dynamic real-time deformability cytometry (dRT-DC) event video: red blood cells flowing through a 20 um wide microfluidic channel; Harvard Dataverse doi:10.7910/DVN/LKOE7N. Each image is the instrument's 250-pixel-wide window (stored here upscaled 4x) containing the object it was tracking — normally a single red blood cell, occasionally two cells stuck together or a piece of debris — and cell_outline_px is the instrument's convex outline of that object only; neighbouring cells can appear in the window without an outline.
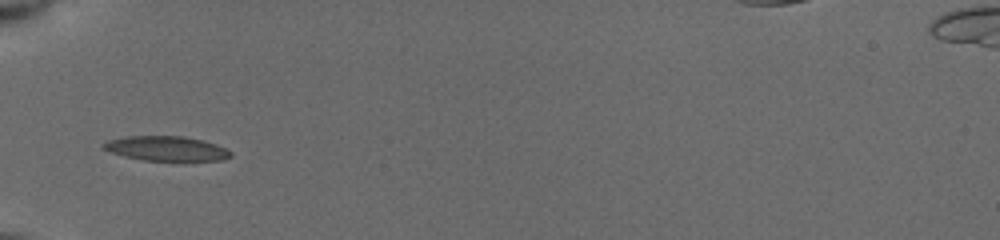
{"species": "common noctule bat (a hibernating species)", "species_latin": "Nyctalus noctula", "temperature_condition": "cold", "stored_images_in_passage": 34, "camera_frame_rate_fps": 3000, "um_per_image_px": 0.085, "animal": {"sex": "female", "body_mass_g": 19.5, "forearm_length_mm": 54.1}, "frame": {"image": 1, "passage_image": 1, "time_ms": 0.0, "image_size_px": [1000, 240], "cell_outline_px": [[232, 156], [224, 160], [144, 160], [124, 156], [100, 148], [100, 144], [108, 140], [124, 136], [184, 136], [204, 140], [216, 144], [232, 152]], "centroid_in_image_um": [14.11, 12.61], "position_along_channel_um": 70.9, "area_um2": 18.32}}
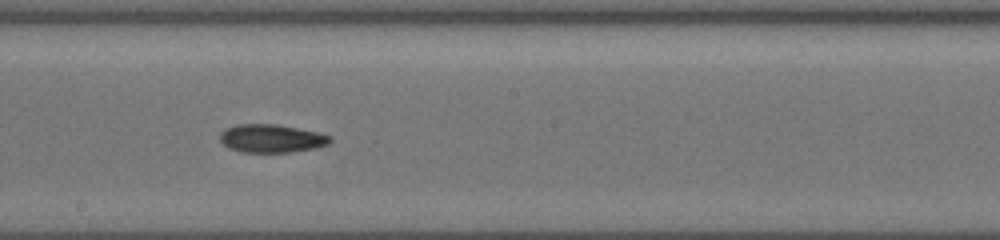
{"frame": {"image": 2, "passage_image": 15, "time_ms": 4.0, "image_size_px": [1000, 240], "cell_outline_px": [[332, 140], [328, 144], [316, 148], [292, 152], [240, 152], [228, 148], [220, 140], [220, 132], [224, 128], [236, 124], [276, 124], [316, 132], [332, 136]], "centroid_in_image_um": [23.05, 11.77], "position_along_channel_um": 225.2, "area_um2": 18.21}}
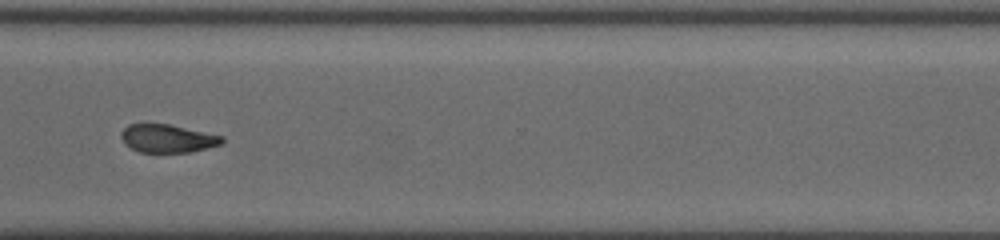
{"frame": {"image": 3, "passage_image": 28, "time_ms": 7.333, "image_size_px": [1000, 240], "cell_outline_px": [[224, 140], [220, 144], [208, 148], [188, 152], [140, 152], [124, 144], [120, 136], [120, 132], [128, 124], [168, 124], [224, 136]], "centroid_in_image_um": [14.22, 11.77], "position_along_channel_um": 356.4, "area_um2": 16.47}, "authors_computed_cell_mechanics": {"area_um2": 17.6001, "velocity_mm_per_s": 3.9408, "shape_relaxation_time_tau1_ms": 3.557, "shape_relaxation_time_tau2_ms": 3.2647, "deformation_change_tau1": 0.106, "deformation_change_tau2": 0.0931}}